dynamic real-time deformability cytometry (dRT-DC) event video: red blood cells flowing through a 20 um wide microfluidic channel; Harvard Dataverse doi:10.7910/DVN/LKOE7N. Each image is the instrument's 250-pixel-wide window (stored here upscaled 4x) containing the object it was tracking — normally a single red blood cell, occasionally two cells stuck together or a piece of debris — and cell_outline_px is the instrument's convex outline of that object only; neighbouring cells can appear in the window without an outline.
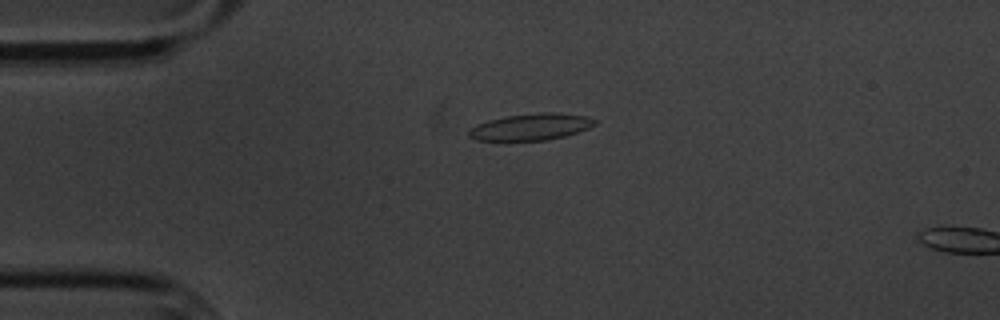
{"species": "common noctule bat (a hibernating species)", "species_latin": "Nyctalus noctula", "temperature_condition": "cold", "stored_images_in_passage": 2, "camera_frame_rate_fps": 3000, "um_per_image_px": 0.085, "animal": {"sex": "male", "body_mass_g": 20.1, "forearm_length_mm": 53.5}, "frame": {"image": 1, "passage_image": 1, "time_ms": 0.0, "image_size_px": [1000, 320], "cell_outline_px": [[600, 120], [596, 124], [588, 128], [564, 136], [544, 140], [476, 140], [468, 136], [468, 128], [476, 124], [488, 120], [508, 116], [540, 112], [556, 112], [588, 116]], "centroid_in_image_um": [45.14, 10.77], "position_along_channel_um": 39.9, "area_um2": 19.59}}